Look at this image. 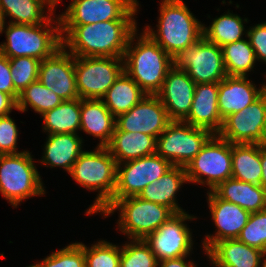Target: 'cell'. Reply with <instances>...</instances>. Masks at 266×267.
<instances>
[{"instance_id":"1","label":"cell","mask_w":266,"mask_h":267,"mask_svg":"<svg viewBox=\"0 0 266 267\" xmlns=\"http://www.w3.org/2000/svg\"><path fill=\"white\" fill-rule=\"evenodd\" d=\"M62 46L75 57L123 58L136 20H108L84 25H60ZM69 50H68V49Z\"/></svg>"},{"instance_id":"2","label":"cell","mask_w":266,"mask_h":267,"mask_svg":"<svg viewBox=\"0 0 266 267\" xmlns=\"http://www.w3.org/2000/svg\"><path fill=\"white\" fill-rule=\"evenodd\" d=\"M137 32L131 35L125 50L124 71L147 95H156L173 67V60L144 30L141 34Z\"/></svg>"},{"instance_id":"3","label":"cell","mask_w":266,"mask_h":267,"mask_svg":"<svg viewBox=\"0 0 266 267\" xmlns=\"http://www.w3.org/2000/svg\"><path fill=\"white\" fill-rule=\"evenodd\" d=\"M159 5L157 29L147 25L144 32L171 57L203 37V24L183 0H162Z\"/></svg>"},{"instance_id":"4","label":"cell","mask_w":266,"mask_h":267,"mask_svg":"<svg viewBox=\"0 0 266 267\" xmlns=\"http://www.w3.org/2000/svg\"><path fill=\"white\" fill-rule=\"evenodd\" d=\"M54 17L38 25L6 24V42L0 44V52L8 58L27 56L41 61L52 56L62 47L60 19Z\"/></svg>"},{"instance_id":"5","label":"cell","mask_w":266,"mask_h":267,"mask_svg":"<svg viewBox=\"0 0 266 267\" xmlns=\"http://www.w3.org/2000/svg\"><path fill=\"white\" fill-rule=\"evenodd\" d=\"M68 174L83 188L98 190L95 201L85 212L87 215L98 213L113 198L117 163L105 146L83 151Z\"/></svg>"},{"instance_id":"6","label":"cell","mask_w":266,"mask_h":267,"mask_svg":"<svg viewBox=\"0 0 266 267\" xmlns=\"http://www.w3.org/2000/svg\"><path fill=\"white\" fill-rule=\"evenodd\" d=\"M32 156L25 150L0 155V193L14 208L23 200L46 192Z\"/></svg>"},{"instance_id":"7","label":"cell","mask_w":266,"mask_h":267,"mask_svg":"<svg viewBox=\"0 0 266 267\" xmlns=\"http://www.w3.org/2000/svg\"><path fill=\"white\" fill-rule=\"evenodd\" d=\"M119 211L118 227L129 239H145L155 232L173 214L165 205L144 200L138 196L118 199L104 214V218Z\"/></svg>"},{"instance_id":"8","label":"cell","mask_w":266,"mask_h":267,"mask_svg":"<svg viewBox=\"0 0 266 267\" xmlns=\"http://www.w3.org/2000/svg\"><path fill=\"white\" fill-rule=\"evenodd\" d=\"M185 170L188 183L203 184L209 191L214 190L232 178V143L214 134Z\"/></svg>"},{"instance_id":"9","label":"cell","mask_w":266,"mask_h":267,"mask_svg":"<svg viewBox=\"0 0 266 267\" xmlns=\"http://www.w3.org/2000/svg\"><path fill=\"white\" fill-rule=\"evenodd\" d=\"M213 135L208 129L172 120L156 138V154L174 166L186 167Z\"/></svg>"},{"instance_id":"10","label":"cell","mask_w":266,"mask_h":267,"mask_svg":"<svg viewBox=\"0 0 266 267\" xmlns=\"http://www.w3.org/2000/svg\"><path fill=\"white\" fill-rule=\"evenodd\" d=\"M172 166L156 153L117 164L113 198L98 213L104 214L118 199L138 196L146 186L162 177Z\"/></svg>"},{"instance_id":"11","label":"cell","mask_w":266,"mask_h":267,"mask_svg":"<svg viewBox=\"0 0 266 267\" xmlns=\"http://www.w3.org/2000/svg\"><path fill=\"white\" fill-rule=\"evenodd\" d=\"M76 88L80 99L101 100L124 71L121 57H75Z\"/></svg>"},{"instance_id":"12","label":"cell","mask_w":266,"mask_h":267,"mask_svg":"<svg viewBox=\"0 0 266 267\" xmlns=\"http://www.w3.org/2000/svg\"><path fill=\"white\" fill-rule=\"evenodd\" d=\"M173 67L184 70L196 83H218L226 76L222 48L202 37L197 43L179 51Z\"/></svg>"},{"instance_id":"13","label":"cell","mask_w":266,"mask_h":267,"mask_svg":"<svg viewBox=\"0 0 266 267\" xmlns=\"http://www.w3.org/2000/svg\"><path fill=\"white\" fill-rule=\"evenodd\" d=\"M60 0H57L59 4ZM137 0H72L59 15L60 25H84L108 20H136Z\"/></svg>"},{"instance_id":"14","label":"cell","mask_w":266,"mask_h":267,"mask_svg":"<svg viewBox=\"0 0 266 267\" xmlns=\"http://www.w3.org/2000/svg\"><path fill=\"white\" fill-rule=\"evenodd\" d=\"M217 135L232 144L266 143V91L242 111L224 118Z\"/></svg>"},{"instance_id":"15","label":"cell","mask_w":266,"mask_h":267,"mask_svg":"<svg viewBox=\"0 0 266 267\" xmlns=\"http://www.w3.org/2000/svg\"><path fill=\"white\" fill-rule=\"evenodd\" d=\"M192 219L197 217L185 211L175 213L144 239L158 261L190 256L194 243L192 232L184 222Z\"/></svg>"},{"instance_id":"16","label":"cell","mask_w":266,"mask_h":267,"mask_svg":"<svg viewBox=\"0 0 266 267\" xmlns=\"http://www.w3.org/2000/svg\"><path fill=\"white\" fill-rule=\"evenodd\" d=\"M172 120L156 95H146L131 110L116 117L114 131L159 137Z\"/></svg>"},{"instance_id":"17","label":"cell","mask_w":266,"mask_h":267,"mask_svg":"<svg viewBox=\"0 0 266 267\" xmlns=\"http://www.w3.org/2000/svg\"><path fill=\"white\" fill-rule=\"evenodd\" d=\"M38 80L63 100L79 98L74 56L63 46L40 62Z\"/></svg>"},{"instance_id":"18","label":"cell","mask_w":266,"mask_h":267,"mask_svg":"<svg viewBox=\"0 0 266 267\" xmlns=\"http://www.w3.org/2000/svg\"><path fill=\"white\" fill-rule=\"evenodd\" d=\"M207 203L217 230L202 241L205 253L218 241L237 238L251 214L237 204L218 198L212 191L207 192Z\"/></svg>"},{"instance_id":"19","label":"cell","mask_w":266,"mask_h":267,"mask_svg":"<svg viewBox=\"0 0 266 267\" xmlns=\"http://www.w3.org/2000/svg\"><path fill=\"white\" fill-rule=\"evenodd\" d=\"M196 83L184 70L172 67L156 94L171 120L183 121L190 113Z\"/></svg>"},{"instance_id":"20","label":"cell","mask_w":266,"mask_h":267,"mask_svg":"<svg viewBox=\"0 0 266 267\" xmlns=\"http://www.w3.org/2000/svg\"><path fill=\"white\" fill-rule=\"evenodd\" d=\"M247 77L226 76L219 82L218 110L224 119L242 111L255 102L264 92L265 83L259 88Z\"/></svg>"},{"instance_id":"21","label":"cell","mask_w":266,"mask_h":267,"mask_svg":"<svg viewBox=\"0 0 266 267\" xmlns=\"http://www.w3.org/2000/svg\"><path fill=\"white\" fill-rule=\"evenodd\" d=\"M218 92L219 82L196 84L190 113L183 121L217 134L223 124L218 110Z\"/></svg>"},{"instance_id":"22","label":"cell","mask_w":266,"mask_h":267,"mask_svg":"<svg viewBox=\"0 0 266 267\" xmlns=\"http://www.w3.org/2000/svg\"><path fill=\"white\" fill-rule=\"evenodd\" d=\"M206 255L214 267H263L266 256L237 238L216 242Z\"/></svg>"},{"instance_id":"23","label":"cell","mask_w":266,"mask_h":267,"mask_svg":"<svg viewBox=\"0 0 266 267\" xmlns=\"http://www.w3.org/2000/svg\"><path fill=\"white\" fill-rule=\"evenodd\" d=\"M40 162L51 168L62 167L70 172L72 165L84 151L83 139L78 134H48Z\"/></svg>"},{"instance_id":"24","label":"cell","mask_w":266,"mask_h":267,"mask_svg":"<svg viewBox=\"0 0 266 267\" xmlns=\"http://www.w3.org/2000/svg\"><path fill=\"white\" fill-rule=\"evenodd\" d=\"M116 127V118L102 100L81 99L80 131L99 139L97 146H106Z\"/></svg>"},{"instance_id":"25","label":"cell","mask_w":266,"mask_h":267,"mask_svg":"<svg viewBox=\"0 0 266 267\" xmlns=\"http://www.w3.org/2000/svg\"><path fill=\"white\" fill-rule=\"evenodd\" d=\"M183 183H188L185 167L173 165L162 177L146 186L138 197L165 205L174 213L184 212L176 201V194Z\"/></svg>"},{"instance_id":"26","label":"cell","mask_w":266,"mask_h":267,"mask_svg":"<svg viewBox=\"0 0 266 267\" xmlns=\"http://www.w3.org/2000/svg\"><path fill=\"white\" fill-rule=\"evenodd\" d=\"M117 164L156 153V138L144 133L114 131L105 146Z\"/></svg>"},{"instance_id":"27","label":"cell","mask_w":266,"mask_h":267,"mask_svg":"<svg viewBox=\"0 0 266 267\" xmlns=\"http://www.w3.org/2000/svg\"><path fill=\"white\" fill-rule=\"evenodd\" d=\"M212 192L218 198L237 204L250 213L266 209V190L261 185L229 178Z\"/></svg>"},{"instance_id":"28","label":"cell","mask_w":266,"mask_h":267,"mask_svg":"<svg viewBox=\"0 0 266 267\" xmlns=\"http://www.w3.org/2000/svg\"><path fill=\"white\" fill-rule=\"evenodd\" d=\"M57 0H0V10L8 23L38 25L45 23L55 11ZM48 8V14L45 13ZM14 21H13V20Z\"/></svg>"},{"instance_id":"29","label":"cell","mask_w":266,"mask_h":267,"mask_svg":"<svg viewBox=\"0 0 266 267\" xmlns=\"http://www.w3.org/2000/svg\"><path fill=\"white\" fill-rule=\"evenodd\" d=\"M147 94L123 71L101 99L116 118L131 110Z\"/></svg>"},{"instance_id":"30","label":"cell","mask_w":266,"mask_h":267,"mask_svg":"<svg viewBox=\"0 0 266 267\" xmlns=\"http://www.w3.org/2000/svg\"><path fill=\"white\" fill-rule=\"evenodd\" d=\"M260 144H232V178L261 185Z\"/></svg>"},{"instance_id":"31","label":"cell","mask_w":266,"mask_h":267,"mask_svg":"<svg viewBox=\"0 0 266 267\" xmlns=\"http://www.w3.org/2000/svg\"><path fill=\"white\" fill-rule=\"evenodd\" d=\"M43 131L47 134H78L81 122V99L64 100L43 115Z\"/></svg>"},{"instance_id":"32","label":"cell","mask_w":266,"mask_h":267,"mask_svg":"<svg viewBox=\"0 0 266 267\" xmlns=\"http://www.w3.org/2000/svg\"><path fill=\"white\" fill-rule=\"evenodd\" d=\"M243 21L247 23L248 19H242L228 10L220 17H215L208 27L203 24V37L219 47L242 40L244 39L243 35L247 37V30H245Z\"/></svg>"},{"instance_id":"33","label":"cell","mask_w":266,"mask_h":267,"mask_svg":"<svg viewBox=\"0 0 266 267\" xmlns=\"http://www.w3.org/2000/svg\"><path fill=\"white\" fill-rule=\"evenodd\" d=\"M222 48L223 61L228 76L247 77L257 61L249 39L235 41Z\"/></svg>"},{"instance_id":"34","label":"cell","mask_w":266,"mask_h":267,"mask_svg":"<svg viewBox=\"0 0 266 267\" xmlns=\"http://www.w3.org/2000/svg\"><path fill=\"white\" fill-rule=\"evenodd\" d=\"M63 101L61 97L37 80L29 84L19 94L17 110L25 112L30 106L36 113L43 115L46 111L54 109Z\"/></svg>"},{"instance_id":"35","label":"cell","mask_w":266,"mask_h":267,"mask_svg":"<svg viewBox=\"0 0 266 267\" xmlns=\"http://www.w3.org/2000/svg\"><path fill=\"white\" fill-rule=\"evenodd\" d=\"M158 262L144 239H130L121 246L119 267H158Z\"/></svg>"},{"instance_id":"36","label":"cell","mask_w":266,"mask_h":267,"mask_svg":"<svg viewBox=\"0 0 266 267\" xmlns=\"http://www.w3.org/2000/svg\"><path fill=\"white\" fill-rule=\"evenodd\" d=\"M89 248L84 244L85 267H119L121 246L99 240Z\"/></svg>"},{"instance_id":"37","label":"cell","mask_w":266,"mask_h":267,"mask_svg":"<svg viewBox=\"0 0 266 267\" xmlns=\"http://www.w3.org/2000/svg\"><path fill=\"white\" fill-rule=\"evenodd\" d=\"M11 78L15 91L20 94L29 84L38 80L41 60L21 56L9 58Z\"/></svg>"},{"instance_id":"38","label":"cell","mask_w":266,"mask_h":267,"mask_svg":"<svg viewBox=\"0 0 266 267\" xmlns=\"http://www.w3.org/2000/svg\"><path fill=\"white\" fill-rule=\"evenodd\" d=\"M237 239L266 254V209L250 214Z\"/></svg>"},{"instance_id":"39","label":"cell","mask_w":266,"mask_h":267,"mask_svg":"<svg viewBox=\"0 0 266 267\" xmlns=\"http://www.w3.org/2000/svg\"><path fill=\"white\" fill-rule=\"evenodd\" d=\"M39 263L42 267H85L84 244L71 243L47 255Z\"/></svg>"},{"instance_id":"40","label":"cell","mask_w":266,"mask_h":267,"mask_svg":"<svg viewBox=\"0 0 266 267\" xmlns=\"http://www.w3.org/2000/svg\"><path fill=\"white\" fill-rule=\"evenodd\" d=\"M18 127L10 114L0 117V155L19 154Z\"/></svg>"},{"instance_id":"41","label":"cell","mask_w":266,"mask_h":267,"mask_svg":"<svg viewBox=\"0 0 266 267\" xmlns=\"http://www.w3.org/2000/svg\"><path fill=\"white\" fill-rule=\"evenodd\" d=\"M247 38L255 52L256 59L266 64V21L251 26Z\"/></svg>"},{"instance_id":"42","label":"cell","mask_w":266,"mask_h":267,"mask_svg":"<svg viewBox=\"0 0 266 267\" xmlns=\"http://www.w3.org/2000/svg\"><path fill=\"white\" fill-rule=\"evenodd\" d=\"M11 77L9 58L0 52V91L11 95L17 101L19 94L15 91Z\"/></svg>"},{"instance_id":"43","label":"cell","mask_w":266,"mask_h":267,"mask_svg":"<svg viewBox=\"0 0 266 267\" xmlns=\"http://www.w3.org/2000/svg\"><path fill=\"white\" fill-rule=\"evenodd\" d=\"M17 110V101L9 94L0 91V117Z\"/></svg>"},{"instance_id":"44","label":"cell","mask_w":266,"mask_h":267,"mask_svg":"<svg viewBox=\"0 0 266 267\" xmlns=\"http://www.w3.org/2000/svg\"><path fill=\"white\" fill-rule=\"evenodd\" d=\"M187 256L174 259H166L158 262V267H196L193 261L187 262ZM186 259V260H185Z\"/></svg>"},{"instance_id":"45","label":"cell","mask_w":266,"mask_h":267,"mask_svg":"<svg viewBox=\"0 0 266 267\" xmlns=\"http://www.w3.org/2000/svg\"><path fill=\"white\" fill-rule=\"evenodd\" d=\"M260 159L262 166L261 186L266 190V143L260 144Z\"/></svg>"},{"instance_id":"46","label":"cell","mask_w":266,"mask_h":267,"mask_svg":"<svg viewBox=\"0 0 266 267\" xmlns=\"http://www.w3.org/2000/svg\"><path fill=\"white\" fill-rule=\"evenodd\" d=\"M5 15L0 11V34L3 33L4 29H5Z\"/></svg>"},{"instance_id":"47","label":"cell","mask_w":266,"mask_h":267,"mask_svg":"<svg viewBox=\"0 0 266 267\" xmlns=\"http://www.w3.org/2000/svg\"><path fill=\"white\" fill-rule=\"evenodd\" d=\"M27 267H42V266L40 265L39 262H37L36 264L30 265V266H27Z\"/></svg>"},{"instance_id":"48","label":"cell","mask_w":266,"mask_h":267,"mask_svg":"<svg viewBox=\"0 0 266 267\" xmlns=\"http://www.w3.org/2000/svg\"><path fill=\"white\" fill-rule=\"evenodd\" d=\"M263 267H266V256H265V262L263 264Z\"/></svg>"}]
</instances>
